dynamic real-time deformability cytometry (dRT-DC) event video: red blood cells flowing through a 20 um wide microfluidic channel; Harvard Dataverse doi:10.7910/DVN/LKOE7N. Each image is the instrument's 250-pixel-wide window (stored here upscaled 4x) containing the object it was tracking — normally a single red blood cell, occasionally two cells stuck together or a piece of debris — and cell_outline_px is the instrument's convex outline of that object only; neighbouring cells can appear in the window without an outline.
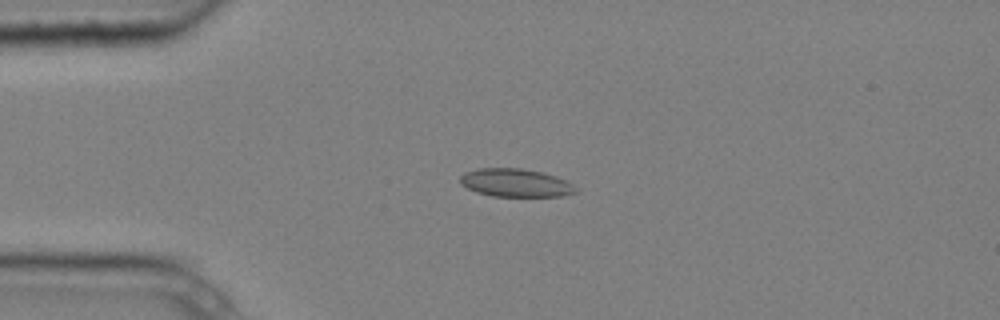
{"species": "common noctule bat (a hibernating species)", "species_latin": "Nyctalus noctula", "temperature_condition": "cold", "stored_images_in_passage": 6, "camera_frame_rate_fps": 3000, "um_per_image_px": 0.085, "animal": {"sex": "male", "body_mass_g": 20.4}, "frame": {"image": 1, "passage_image": 3, "time_ms": 0.667, "image_size_px": [1000, 320], "cell_outline_px": [[580, 192], [564, 196], [492, 196], [476, 192], [460, 184], [460, 176], [464, 172], [476, 168], [520, 168], [540, 172], [556, 176], [572, 184]], "centroid_in_image_um": [43.81, 15.54], "position_along_channel_um": 41.2, "area_um2": 19.02}}
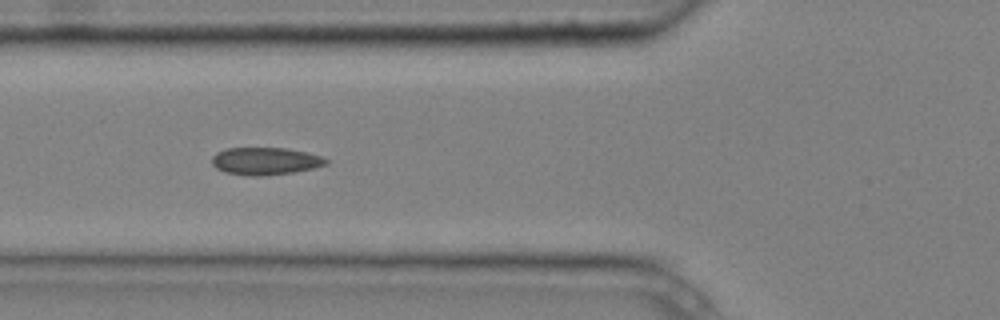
{"frame": {"image": 2, "passage_image": 5, "time_ms": 1.333, "image_size_px": [1000, 320], "cell_outline_px": [[328, 164], [312, 168], [292, 172], [260, 176], [252, 176], [224, 172], [216, 168], [212, 164], [212, 156], [216, 152], [224, 148], [288, 148], [320, 156], [328, 160]], "centroid_in_image_um": [22.5, 13.69], "position_along_channel_um": 103.3, "area_um2": 18.15}}
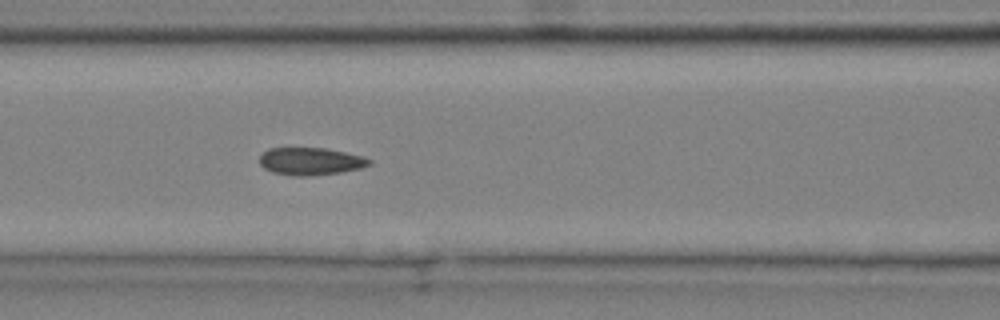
{"frame": {"image": 3, "passage_image": 6, "time_ms": 1.667, "image_size_px": [1000, 320], "cell_outline_px": [[372, 164], [360, 168], [340, 172], [312, 176], [292, 176], [272, 172], [264, 168], [260, 164], [260, 156], [268, 148], [324, 148], [364, 156], [372, 160]], "centroid_in_image_um": [26.4, 13.71], "position_along_channel_um": 140.2, "area_um2": 17.63}}